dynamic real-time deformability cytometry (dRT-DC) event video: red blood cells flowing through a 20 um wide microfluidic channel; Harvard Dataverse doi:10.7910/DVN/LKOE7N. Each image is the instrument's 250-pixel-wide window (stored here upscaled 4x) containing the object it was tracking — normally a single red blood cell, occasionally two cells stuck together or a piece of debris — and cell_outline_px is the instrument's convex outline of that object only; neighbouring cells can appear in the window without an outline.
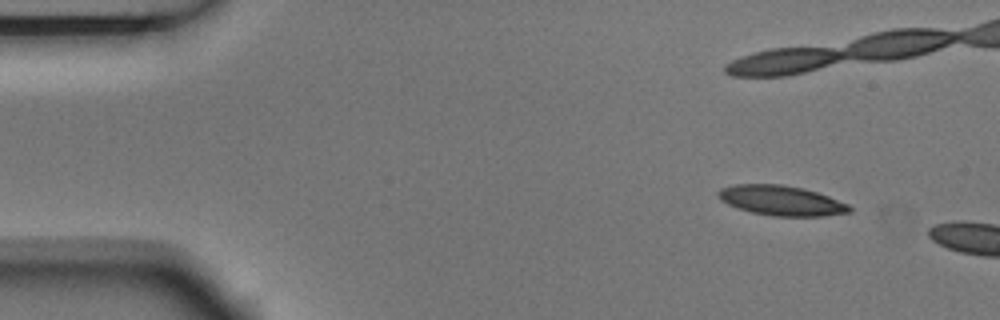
{"species": "Egyptian fruit bat (a non-hibernating species)", "species_latin": "Rousettus aegyptiacus", "temperature_condition": "room temperature", "stored_images_in_passage": 2, "camera_frame_rate_fps": 3000, "um_per_image_px": 0.085, "animal": {"sex": "male"}, "frame": {"image": 1, "passage_image": 1, "time_ms": 0.0, "image_size_px": [1000, 320], "cell_outline_px": [[852, 212], [824, 216], [772, 216], [752, 212], [728, 204], [720, 200], [716, 192], [720, 188], [736, 184], [780, 184], [804, 188], [828, 196], [848, 204], [852, 208]], "centroid_in_image_um": [66.41, 17.04], "position_along_channel_um": 18.6, "area_um2": 22.89}}